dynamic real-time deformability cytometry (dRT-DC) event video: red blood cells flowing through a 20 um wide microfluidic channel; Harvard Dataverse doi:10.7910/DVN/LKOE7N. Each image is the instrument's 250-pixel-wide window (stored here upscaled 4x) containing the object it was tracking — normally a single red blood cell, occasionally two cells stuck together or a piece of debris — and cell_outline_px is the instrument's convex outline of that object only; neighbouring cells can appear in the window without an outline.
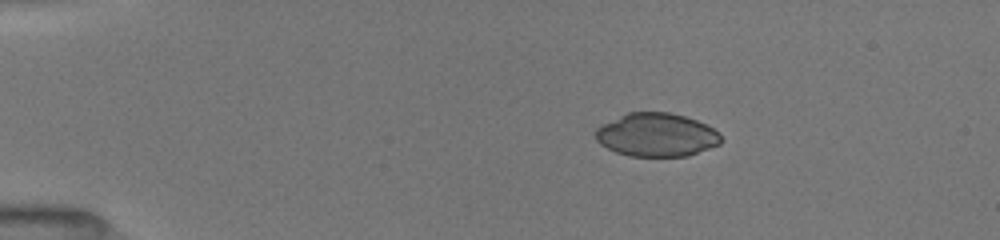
{"species": "common noctule bat (a hibernating species)", "species_latin": "Nyctalus noctula", "temperature_condition": "room temperature", "stored_images_in_passage": 34, "camera_frame_rate_fps": 3000, "um_per_image_px": 0.085, "animal": {"sex": "female", "body_mass_g": 19.5, "forearm_length_mm": 54.1}, "frame": {"image": 1, "passage_image": 18, "time_ms": 3.0, "image_size_px": [1000, 240], "cell_outline_px": [[724, 140], [720, 144], [688, 156], [628, 156], [616, 152], [600, 144], [596, 140], [596, 128], [600, 124], [628, 112], [668, 112], [684, 116], [696, 120], [720, 132]], "centroid_in_image_um": [55.81, 11.46], "position_along_channel_um": 29.2, "area_um2": 31.91}}